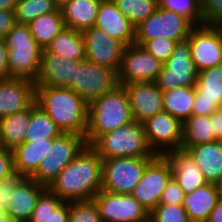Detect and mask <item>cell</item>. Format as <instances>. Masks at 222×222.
Masks as SVG:
<instances>
[{"label": "cell", "mask_w": 222, "mask_h": 222, "mask_svg": "<svg viewBox=\"0 0 222 222\" xmlns=\"http://www.w3.org/2000/svg\"><path fill=\"white\" fill-rule=\"evenodd\" d=\"M188 41L198 71L222 64V25L195 26Z\"/></svg>", "instance_id": "obj_14"}, {"label": "cell", "mask_w": 222, "mask_h": 222, "mask_svg": "<svg viewBox=\"0 0 222 222\" xmlns=\"http://www.w3.org/2000/svg\"><path fill=\"white\" fill-rule=\"evenodd\" d=\"M206 222H222V197L217 200Z\"/></svg>", "instance_id": "obj_49"}, {"label": "cell", "mask_w": 222, "mask_h": 222, "mask_svg": "<svg viewBox=\"0 0 222 222\" xmlns=\"http://www.w3.org/2000/svg\"><path fill=\"white\" fill-rule=\"evenodd\" d=\"M195 26L185 17L171 10L157 8V10L135 27V41L142 45L146 40L157 37L181 42L188 39Z\"/></svg>", "instance_id": "obj_8"}, {"label": "cell", "mask_w": 222, "mask_h": 222, "mask_svg": "<svg viewBox=\"0 0 222 222\" xmlns=\"http://www.w3.org/2000/svg\"><path fill=\"white\" fill-rule=\"evenodd\" d=\"M82 60L65 59L53 53H42L36 86L69 88L75 80L76 68Z\"/></svg>", "instance_id": "obj_20"}, {"label": "cell", "mask_w": 222, "mask_h": 222, "mask_svg": "<svg viewBox=\"0 0 222 222\" xmlns=\"http://www.w3.org/2000/svg\"><path fill=\"white\" fill-rule=\"evenodd\" d=\"M102 187V158L86 145L56 177L48 189L63 202L93 199Z\"/></svg>", "instance_id": "obj_1"}, {"label": "cell", "mask_w": 222, "mask_h": 222, "mask_svg": "<svg viewBox=\"0 0 222 222\" xmlns=\"http://www.w3.org/2000/svg\"><path fill=\"white\" fill-rule=\"evenodd\" d=\"M94 27L104 30L109 36L122 42L125 46L134 44L135 27L117 9L112 0H102Z\"/></svg>", "instance_id": "obj_21"}, {"label": "cell", "mask_w": 222, "mask_h": 222, "mask_svg": "<svg viewBox=\"0 0 222 222\" xmlns=\"http://www.w3.org/2000/svg\"><path fill=\"white\" fill-rule=\"evenodd\" d=\"M122 86L128 96L135 122L143 123L163 111V91L156 82H132Z\"/></svg>", "instance_id": "obj_18"}, {"label": "cell", "mask_w": 222, "mask_h": 222, "mask_svg": "<svg viewBox=\"0 0 222 222\" xmlns=\"http://www.w3.org/2000/svg\"><path fill=\"white\" fill-rule=\"evenodd\" d=\"M56 9L54 0H19L15 9L16 21L19 24H29L40 15Z\"/></svg>", "instance_id": "obj_35"}, {"label": "cell", "mask_w": 222, "mask_h": 222, "mask_svg": "<svg viewBox=\"0 0 222 222\" xmlns=\"http://www.w3.org/2000/svg\"><path fill=\"white\" fill-rule=\"evenodd\" d=\"M158 8L171 10L180 14L194 26L203 25L200 0H158Z\"/></svg>", "instance_id": "obj_36"}, {"label": "cell", "mask_w": 222, "mask_h": 222, "mask_svg": "<svg viewBox=\"0 0 222 222\" xmlns=\"http://www.w3.org/2000/svg\"><path fill=\"white\" fill-rule=\"evenodd\" d=\"M0 147H3L2 140H1V133H0Z\"/></svg>", "instance_id": "obj_54"}, {"label": "cell", "mask_w": 222, "mask_h": 222, "mask_svg": "<svg viewBox=\"0 0 222 222\" xmlns=\"http://www.w3.org/2000/svg\"><path fill=\"white\" fill-rule=\"evenodd\" d=\"M203 25H222V0H200Z\"/></svg>", "instance_id": "obj_41"}, {"label": "cell", "mask_w": 222, "mask_h": 222, "mask_svg": "<svg viewBox=\"0 0 222 222\" xmlns=\"http://www.w3.org/2000/svg\"><path fill=\"white\" fill-rule=\"evenodd\" d=\"M184 196L185 193L172 177L163 190L159 204L183 205Z\"/></svg>", "instance_id": "obj_43"}, {"label": "cell", "mask_w": 222, "mask_h": 222, "mask_svg": "<svg viewBox=\"0 0 222 222\" xmlns=\"http://www.w3.org/2000/svg\"><path fill=\"white\" fill-rule=\"evenodd\" d=\"M149 222H191L183 205L158 204L149 213Z\"/></svg>", "instance_id": "obj_39"}, {"label": "cell", "mask_w": 222, "mask_h": 222, "mask_svg": "<svg viewBox=\"0 0 222 222\" xmlns=\"http://www.w3.org/2000/svg\"><path fill=\"white\" fill-rule=\"evenodd\" d=\"M18 2L19 0H0V9L15 11Z\"/></svg>", "instance_id": "obj_50"}, {"label": "cell", "mask_w": 222, "mask_h": 222, "mask_svg": "<svg viewBox=\"0 0 222 222\" xmlns=\"http://www.w3.org/2000/svg\"><path fill=\"white\" fill-rule=\"evenodd\" d=\"M47 189L31 178H24L15 188L7 212L11 221L28 222L38 198Z\"/></svg>", "instance_id": "obj_23"}, {"label": "cell", "mask_w": 222, "mask_h": 222, "mask_svg": "<svg viewBox=\"0 0 222 222\" xmlns=\"http://www.w3.org/2000/svg\"><path fill=\"white\" fill-rule=\"evenodd\" d=\"M0 222H12L7 212L0 211Z\"/></svg>", "instance_id": "obj_51"}, {"label": "cell", "mask_w": 222, "mask_h": 222, "mask_svg": "<svg viewBox=\"0 0 222 222\" xmlns=\"http://www.w3.org/2000/svg\"><path fill=\"white\" fill-rule=\"evenodd\" d=\"M10 78L8 66V47L4 38H0V79Z\"/></svg>", "instance_id": "obj_46"}, {"label": "cell", "mask_w": 222, "mask_h": 222, "mask_svg": "<svg viewBox=\"0 0 222 222\" xmlns=\"http://www.w3.org/2000/svg\"><path fill=\"white\" fill-rule=\"evenodd\" d=\"M48 222H69V202H63L56 210H54Z\"/></svg>", "instance_id": "obj_48"}, {"label": "cell", "mask_w": 222, "mask_h": 222, "mask_svg": "<svg viewBox=\"0 0 222 222\" xmlns=\"http://www.w3.org/2000/svg\"><path fill=\"white\" fill-rule=\"evenodd\" d=\"M150 149L155 155L180 149L182 145V123L166 111H161L143 122Z\"/></svg>", "instance_id": "obj_13"}, {"label": "cell", "mask_w": 222, "mask_h": 222, "mask_svg": "<svg viewBox=\"0 0 222 222\" xmlns=\"http://www.w3.org/2000/svg\"><path fill=\"white\" fill-rule=\"evenodd\" d=\"M222 108V64L199 71L192 114L210 116Z\"/></svg>", "instance_id": "obj_17"}, {"label": "cell", "mask_w": 222, "mask_h": 222, "mask_svg": "<svg viewBox=\"0 0 222 222\" xmlns=\"http://www.w3.org/2000/svg\"><path fill=\"white\" fill-rule=\"evenodd\" d=\"M132 121L128 96L124 87L119 85L89 104L87 145H92L102 134Z\"/></svg>", "instance_id": "obj_3"}, {"label": "cell", "mask_w": 222, "mask_h": 222, "mask_svg": "<svg viewBox=\"0 0 222 222\" xmlns=\"http://www.w3.org/2000/svg\"><path fill=\"white\" fill-rule=\"evenodd\" d=\"M83 38L85 59L118 73L125 45L94 26L83 31Z\"/></svg>", "instance_id": "obj_16"}, {"label": "cell", "mask_w": 222, "mask_h": 222, "mask_svg": "<svg viewBox=\"0 0 222 222\" xmlns=\"http://www.w3.org/2000/svg\"><path fill=\"white\" fill-rule=\"evenodd\" d=\"M16 24L15 11L0 9V38H4Z\"/></svg>", "instance_id": "obj_45"}, {"label": "cell", "mask_w": 222, "mask_h": 222, "mask_svg": "<svg viewBox=\"0 0 222 222\" xmlns=\"http://www.w3.org/2000/svg\"><path fill=\"white\" fill-rule=\"evenodd\" d=\"M155 157H113L102 160L101 190L130 194Z\"/></svg>", "instance_id": "obj_7"}, {"label": "cell", "mask_w": 222, "mask_h": 222, "mask_svg": "<svg viewBox=\"0 0 222 222\" xmlns=\"http://www.w3.org/2000/svg\"><path fill=\"white\" fill-rule=\"evenodd\" d=\"M31 121V107L23 112L8 115L0 119L2 145L13 150L25 142L27 127Z\"/></svg>", "instance_id": "obj_29"}, {"label": "cell", "mask_w": 222, "mask_h": 222, "mask_svg": "<svg viewBox=\"0 0 222 222\" xmlns=\"http://www.w3.org/2000/svg\"><path fill=\"white\" fill-rule=\"evenodd\" d=\"M164 63L149 54L142 46H125L118 71L119 85L132 82H156Z\"/></svg>", "instance_id": "obj_12"}, {"label": "cell", "mask_w": 222, "mask_h": 222, "mask_svg": "<svg viewBox=\"0 0 222 222\" xmlns=\"http://www.w3.org/2000/svg\"><path fill=\"white\" fill-rule=\"evenodd\" d=\"M117 9L134 27L151 16L158 8V0H112Z\"/></svg>", "instance_id": "obj_34"}, {"label": "cell", "mask_w": 222, "mask_h": 222, "mask_svg": "<svg viewBox=\"0 0 222 222\" xmlns=\"http://www.w3.org/2000/svg\"><path fill=\"white\" fill-rule=\"evenodd\" d=\"M24 178V176L14 173L9 177L0 180V211H9L13 191Z\"/></svg>", "instance_id": "obj_42"}, {"label": "cell", "mask_w": 222, "mask_h": 222, "mask_svg": "<svg viewBox=\"0 0 222 222\" xmlns=\"http://www.w3.org/2000/svg\"><path fill=\"white\" fill-rule=\"evenodd\" d=\"M219 192V196L222 197V178L220 181L216 184Z\"/></svg>", "instance_id": "obj_53"}, {"label": "cell", "mask_w": 222, "mask_h": 222, "mask_svg": "<svg viewBox=\"0 0 222 222\" xmlns=\"http://www.w3.org/2000/svg\"><path fill=\"white\" fill-rule=\"evenodd\" d=\"M212 121V133L215 140L222 141V108H218L213 114L210 115Z\"/></svg>", "instance_id": "obj_47"}, {"label": "cell", "mask_w": 222, "mask_h": 222, "mask_svg": "<svg viewBox=\"0 0 222 222\" xmlns=\"http://www.w3.org/2000/svg\"><path fill=\"white\" fill-rule=\"evenodd\" d=\"M207 183L217 184L222 178V141L215 140L187 149Z\"/></svg>", "instance_id": "obj_24"}, {"label": "cell", "mask_w": 222, "mask_h": 222, "mask_svg": "<svg viewBox=\"0 0 222 222\" xmlns=\"http://www.w3.org/2000/svg\"><path fill=\"white\" fill-rule=\"evenodd\" d=\"M93 199L102 222H149V212L131 194L101 190Z\"/></svg>", "instance_id": "obj_15"}, {"label": "cell", "mask_w": 222, "mask_h": 222, "mask_svg": "<svg viewBox=\"0 0 222 222\" xmlns=\"http://www.w3.org/2000/svg\"><path fill=\"white\" fill-rule=\"evenodd\" d=\"M177 41L167 39L165 37H157L146 40L141 46L154 57L163 63L171 56Z\"/></svg>", "instance_id": "obj_40"}, {"label": "cell", "mask_w": 222, "mask_h": 222, "mask_svg": "<svg viewBox=\"0 0 222 222\" xmlns=\"http://www.w3.org/2000/svg\"><path fill=\"white\" fill-rule=\"evenodd\" d=\"M35 81L26 78L0 79V119L29 109L35 103Z\"/></svg>", "instance_id": "obj_19"}, {"label": "cell", "mask_w": 222, "mask_h": 222, "mask_svg": "<svg viewBox=\"0 0 222 222\" xmlns=\"http://www.w3.org/2000/svg\"><path fill=\"white\" fill-rule=\"evenodd\" d=\"M86 145L85 137L80 134L61 133L53 139L52 147H49V152L46 153L47 156L29 178L48 188Z\"/></svg>", "instance_id": "obj_6"}, {"label": "cell", "mask_w": 222, "mask_h": 222, "mask_svg": "<svg viewBox=\"0 0 222 222\" xmlns=\"http://www.w3.org/2000/svg\"><path fill=\"white\" fill-rule=\"evenodd\" d=\"M198 74L187 39L177 42L171 56L164 62L156 84L163 92L181 86L195 88Z\"/></svg>", "instance_id": "obj_9"}, {"label": "cell", "mask_w": 222, "mask_h": 222, "mask_svg": "<svg viewBox=\"0 0 222 222\" xmlns=\"http://www.w3.org/2000/svg\"><path fill=\"white\" fill-rule=\"evenodd\" d=\"M219 197L217 185L211 183L185 194L183 207L190 221L206 222Z\"/></svg>", "instance_id": "obj_26"}, {"label": "cell", "mask_w": 222, "mask_h": 222, "mask_svg": "<svg viewBox=\"0 0 222 222\" xmlns=\"http://www.w3.org/2000/svg\"><path fill=\"white\" fill-rule=\"evenodd\" d=\"M172 178V167L165 156L157 155L146 167L141 181L130 193L149 213L159 204L163 190Z\"/></svg>", "instance_id": "obj_11"}, {"label": "cell", "mask_w": 222, "mask_h": 222, "mask_svg": "<svg viewBox=\"0 0 222 222\" xmlns=\"http://www.w3.org/2000/svg\"><path fill=\"white\" fill-rule=\"evenodd\" d=\"M8 47L10 78H38L43 48L31 34L28 24L17 23L4 37Z\"/></svg>", "instance_id": "obj_4"}, {"label": "cell", "mask_w": 222, "mask_h": 222, "mask_svg": "<svg viewBox=\"0 0 222 222\" xmlns=\"http://www.w3.org/2000/svg\"><path fill=\"white\" fill-rule=\"evenodd\" d=\"M28 25L32 36L43 49L65 28L62 11L58 8L51 13L40 15Z\"/></svg>", "instance_id": "obj_32"}, {"label": "cell", "mask_w": 222, "mask_h": 222, "mask_svg": "<svg viewBox=\"0 0 222 222\" xmlns=\"http://www.w3.org/2000/svg\"><path fill=\"white\" fill-rule=\"evenodd\" d=\"M42 53H53L65 59L85 60L83 32L68 27L63 28Z\"/></svg>", "instance_id": "obj_28"}, {"label": "cell", "mask_w": 222, "mask_h": 222, "mask_svg": "<svg viewBox=\"0 0 222 222\" xmlns=\"http://www.w3.org/2000/svg\"><path fill=\"white\" fill-rule=\"evenodd\" d=\"M172 167V177L185 194L191 193L207 184L203 173L193 157L182 148L164 155Z\"/></svg>", "instance_id": "obj_22"}, {"label": "cell", "mask_w": 222, "mask_h": 222, "mask_svg": "<svg viewBox=\"0 0 222 222\" xmlns=\"http://www.w3.org/2000/svg\"><path fill=\"white\" fill-rule=\"evenodd\" d=\"M117 86L118 73L115 70L98 66L85 59L76 68L75 80L69 88L90 104Z\"/></svg>", "instance_id": "obj_10"}, {"label": "cell", "mask_w": 222, "mask_h": 222, "mask_svg": "<svg viewBox=\"0 0 222 222\" xmlns=\"http://www.w3.org/2000/svg\"><path fill=\"white\" fill-rule=\"evenodd\" d=\"M14 173L11 150L0 147V180L13 175Z\"/></svg>", "instance_id": "obj_44"}, {"label": "cell", "mask_w": 222, "mask_h": 222, "mask_svg": "<svg viewBox=\"0 0 222 222\" xmlns=\"http://www.w3.org/2000/svg\"><path fill=\"white\" fill-rule=\"evenodd\" d=\"M72 0H54L55 5L57 6L58 9H61L64 5L69 3Z\"/></svg>", "instance_id": "obj_52"}, {"label": "cell", "mask_w": 222, "mask_h": 222, "mask_svg": "<svg viewBox=\"0 0 222 222\" xmlns=\"http://www.w3.org/2000/svg\"><path fill=\"white\" fill-rule=\"evenodd\" d=\"M35 103L54 120L62 133L86 136L89 104L72 89L36 86Z\"/></svg>", "instance_id": "obj_2"}, {"label": "cell", "mask_w": 222, "mask_h": 222, "mask_svg": "<svg viewBox=\"0 0 222 222\" xmlns=\"http://www.w3.org/2000/svg\"><path fill=\"white\" fill-rule=\"evenodd\" d=\"M61 133L62 131L57 127L54 120L34 103L31 106V121L27 127L25 142L54 139Z\"/></svg>", "instance_id": "obj_33"}, {"label": "cell", "mask_w": 222, "mask_h": 222, "mask_svg": "<svg viewBox=\"0 0 222 222\" xmlns=\"http://www.w3.org/2000/svg\"><path fill=\"white\" fill-rule=\"evenodd\" d=\"M53 139L44 141L24 142L14 148L12 152L14 172L20 176L29 178L37 169L49 147H52Z\"/></svg>", "instance_id": "obj_25"}, {"label": "cell", "mask_w": 222, "mask_h": 222, "mask_svg": "<svg viewBox=\"0 0 222 222\" xmlns=\"http://www.w3.org/2000/svg\"><path fill=\"white\" fill-rule=\"evenodd\" d=\"M69 222H102L95 200L69 202Z\"/></svg>", "instance_id": "obj_37"}, {"label": "cell", "mask_w": 222, "mask_h": 222, "mask_svg": "<svg viewBox=\"0 0 222 222\" xmlns=\"http://www.w3.org/2000/svg\"><path fill=\"white\" fill-rule=\"evenodd\" d=\"M103 159L113 157H156L150 149L143 123L129 124L102 134L92 145Z\"/></svg>", "instance_id": "obj_5"}, {"label": "cell", "mask_w": 222, "mask_h": 222, "mask_svg": "<svg viewBox=\"0 0 222 222\" xmlns=\"http://www.w3.org/2000/svg\"><path fill=\"white\" fill-rule=\"evenodd\" d=\"M62 203L63 201L47 188L38 198L28 222H48L51 213Z\"/></svg>", "instance_id": "obj_38"}, {"label": "cell", "mask_w": 222, "mask_h": 222, "mask_svg": "<svg viewBox=\"0 0 222 222\" xmlns=\"http://www.w3.org/2000/svg\"><path fill=\"white\" fill-rule=\"evenodd\" d=\"M212 121L210 116L191 115L182 124V145L187 150L189 147L215 141L212 133Z\"/></svg>", "instance_id": "obj_31"}, {"label": "cell", "mask_w": 222, "mask_h": 222, "mask_svg": "<svg viewBox=\"0 0 222 222\" xmlns=\"http://www.w3.org/2000/svg\"><path fill=\"white\" fill-rule=\"evenodd\" d=\"M195 101V88L177 87L163 92V111L178 119L182 124L191 116Z\"/></svg>", "instance_id": "obj_30"}, {"label": "cell", "mask_w": 222, "mask_h": 222, "mask_svg": "<svg viewBox=\"0 0 222 222\" xmlns=\"http://www.w3.org/2000/svg\"><path fill=\"white\" fill-rule=\"evenodd\" d=\"M102 0H72L61 8L65 27L83 32L95 25Z\"/></svg>", "instance_id": "obj_27"}]
</instances>
